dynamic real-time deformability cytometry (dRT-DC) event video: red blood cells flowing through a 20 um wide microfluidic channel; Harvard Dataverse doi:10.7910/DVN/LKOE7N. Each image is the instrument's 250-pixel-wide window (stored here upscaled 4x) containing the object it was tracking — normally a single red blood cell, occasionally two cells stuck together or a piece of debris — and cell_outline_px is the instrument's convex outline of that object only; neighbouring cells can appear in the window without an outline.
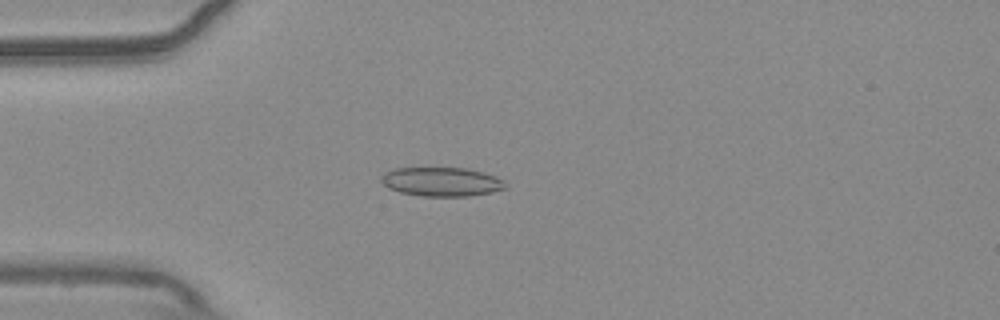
{"species": "common noctule bat (a hibernating species)", "species_latin": "Nyctalus noctula", "temperature_condition": "warm", "stored_images_in_passage": 39, "camera_frame_rate_fps": 3000, "um_per_image_px": 0.085, "animal": {"sex": "male", "body_mass_g": 20.4}, "frame": {"image": 1, "passage_image": 6, "time_ms": 1.667, "image_size_px": [1000, 320], "cell_outline_px": [[508, 188], [492, 192], [468, 196], [424, 196], [400, 192], [388, 188], [380, 180], [384, 172], [396, 168], [468, 168], [484, 172], [496, 176], [504, 180]], "centroid_in_image_um": [37.57, 15.44], "position_along_channel_um": 47.4, "area_um2": 21.1}}
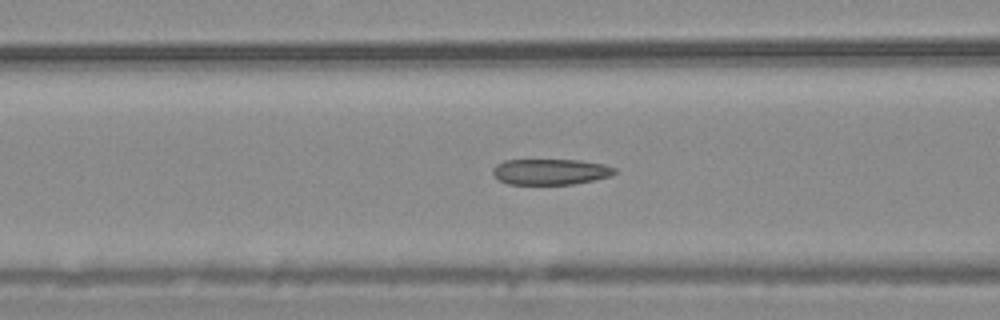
{"frame": {"image": 2, "passage_image": 13, "time_ms": 4.0, "image_size_px": [1000, 320], "cell_outline_px": [[616, 172], [612, 176], [572, 184], [508, 184], [500, 180], [492, 172], [492, 168], [496, 164], [504, 160], [580, 160], [604, 164], [616, 168]], "centroid_in_image_um": [46.8, 14.59], "position_along_channel_um": 119.8, "area_um2": 18.32}}
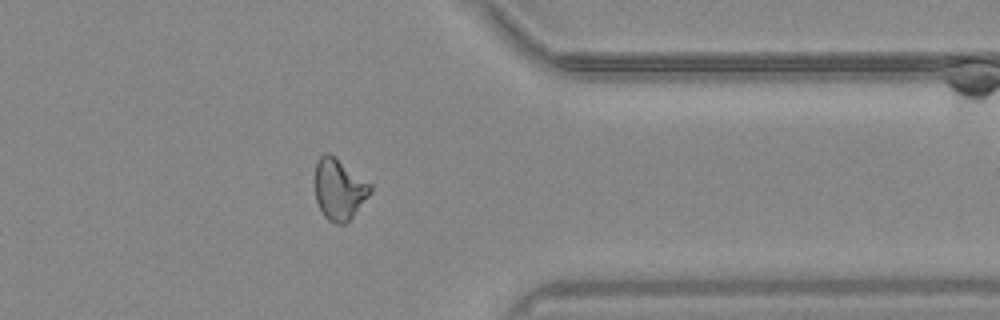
{"frame": {"image": 3, "passage_image": 35, "time_ms": 11.333, "image_size_px": [1000, 320], "cell_outline_px": [[372, 192], [352, 216], [344, 224], [336, 224], [328, 220], [324, 216], [316, 200], [316, 164], [320, 156], [324, 152], [328, 152], [372, 184]], "centroid_in_image_um": [28.84, 16.08], "position_along_channel_um": 382.6, "area_um2": 19.42}, "authors_computed_cell_mechanics": {"area_um2": 19.3052, "velocity_mm_per_s": 3.7152, "shape_relaxation_time_tau1_ms": null, "shape_relaxation_time_tau2_ms": 2.9871, "deformation_change_tau1": null, "deformation_change_tau2": 0.085}}